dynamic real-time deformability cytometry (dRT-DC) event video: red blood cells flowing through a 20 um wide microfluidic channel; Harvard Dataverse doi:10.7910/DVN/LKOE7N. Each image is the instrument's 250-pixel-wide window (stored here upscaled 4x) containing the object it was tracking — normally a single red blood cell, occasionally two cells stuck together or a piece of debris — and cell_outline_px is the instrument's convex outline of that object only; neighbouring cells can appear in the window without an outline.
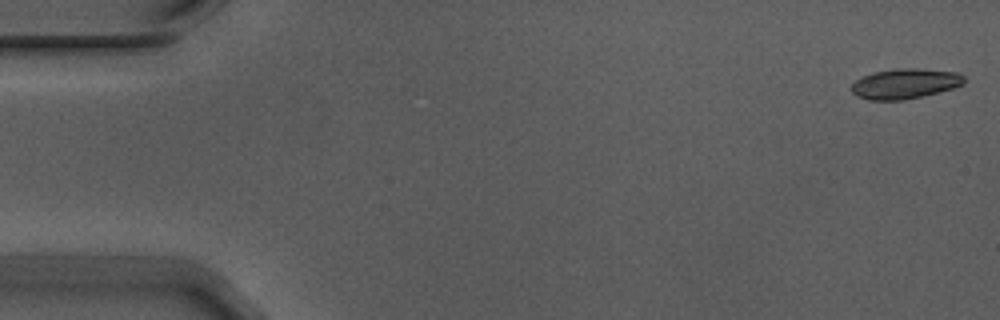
{"species": "Egyptian fruit bat (a non-hibernating species)", "species_latin": "Rousettus aegyptiacus", "temperature_condition": "warm", "stored_images_in_passage": 55, "camera_frame_rate_fps": 3000, "um_per_image_px": 0.085, "animal": {"sex": "male"}, "frame": {"image": 1, "passage_image": 1, "time_ms": 0.0, "image_size_px": [1000, 320], "cell_outline_px": [[964, 84], [952, 88], [904, 100], [868, 100], [856, 96], [852, 92], [852, 84], [856, 80], [872, 72], [896, 68], [916, 68], [956, 72], [964, 76]], "centroid_in_image_um": [76.89, 7.1], "position_along_channel_um": 8.1, "area_um2": 19.65}}
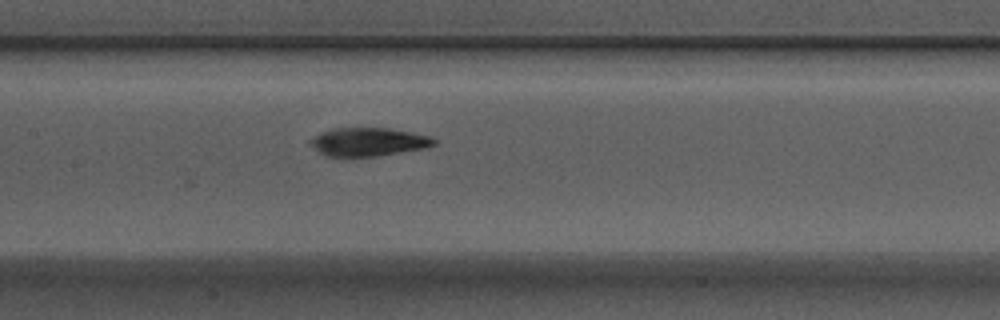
{"frame": {"image": 2, "passage_image": 26, "time_ms": 8.333, "image_size_px": [1000, 320], "cell_outline_px": [[436, 144], [428, 148], [372, 156], [324, 156], [308, 144], [308, 140], [324, 132], [336, 128], [388, 128], [412, 132], [428, 136], [436, 140]], "centroid_in_image_um": [31.31, 12.06], "position_along_channel_um": 176.1, "area_um2": 20.29}}
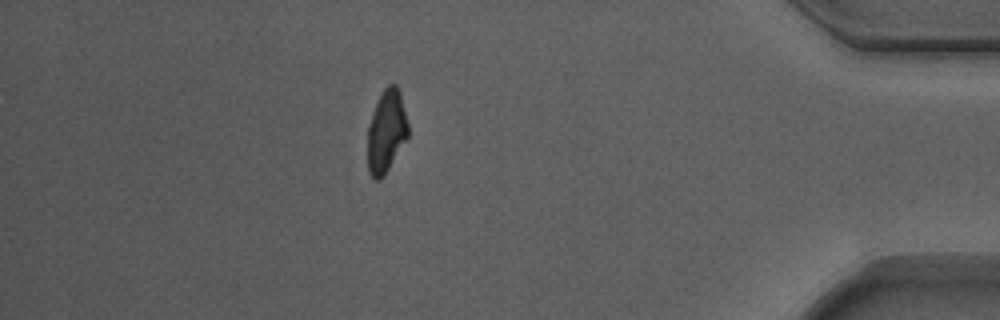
{"frame": {"image": 3, "passage_image": 48, "time_ms": 15.667, "image_size_px": [1000, 320], "cell_outline_px": [[408, 136], [388, 168], [380, 180], [376, 180], [368, 172], [368, 124], [372, 112], [384, 88], [388, 84], [396, 84], [400, 92], [408, 124]], "centroid_in_image_um": [32.83, 11.14], "position_along_channel_um": 402.4, "area_um2": 19.19}, "authors_computed_cell_mechanics": {"area_um2": 20.2878, "velocity_mm_per_s": 3.7202, "shape_relaxation_time_tau1_ms": 4.452, "shape_relaxation_time_tau2_ms": 4.2783, "deformation_change_tau1": 0.2067, "deformation_change_tau2": 0.08}}